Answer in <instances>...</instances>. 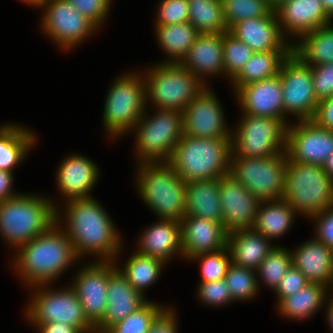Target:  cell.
Segmentation results:
<instances>
[{
  "instance_id": "cell-1",
  "label": "cell",
  "mask_w": 333,
  "mask_h": 333,
  "mask_svg": "<svg viewBox=\"0 0 333 333\" xmlns=\"http://www.w3.org/2000/svg\"><path fill=\"white\" fill-rule=\"evenodd\" d=\"M66 206L64 231L77 257L93 253L101 256L102 262H113L120 252V238L107 212L93 198L68 200Z\"/></svg>"
},
{
  "instance_id": "cell-2",
  "label": "cell",
  "mask_w": 333,
  "mask_h": 333,
  "mask_svg": "<svg viewBox=\"0 0 333 333\" xmlns=\"http://www.w3.org/2000/svg\"><path fill=\"white\" fill-rule=\"evenodd\" d=\"M58 211L56 223L45 233L20 246L16 255L15 268L31 287L49 284L75 259H79L70 238L59 227Z\"/></svg>"
},
{
  "instance_id": "cell-3",
  "label": "cell",
  "mask_w": 333,
  "mask_h": 333,
  "mask_svg": "<svg viewBox=\"0 0 333 333\" xmlns=\"http://www.w3.org/2000/svg\"><path fill=\"white\" fill-rule=\"evenodd\" d=\"M231 139L184 135L168 162L186 183L229 175Z\"/></svg>"
},
{
  "instance_id": "cell-4",
  "label": "cell",
  "mask_w": 333,
  "mask_h": 333,
  "mask_svg": "<svg viewBox=\"0 0 333 333\" xmlns=\"http://www.w3.org/2000/svg\"><path fill=\"white\" fill-rule=\"evenodd\" d=\"M46 198L20 194L0 202V234L18 248L56 223V210Z\"/></svg>"
},
{
  "instance_id": "cell-5",
  "label": "cell",
  "mask_w": 333,
  "mask_h": 333,
  "mask_svg": "<svg viewBox=\"0 0 333 333\" xmlns=\"http://www.w3.org/2000/svg\"><path fill=\"white\" fill-rule=\"evenodd\" d=\"M140 164L137 185L143 201L160 220L180 222L185 216V180L168 162Z\"/></svg>"
},
{
  "instance_id": "cell-6",
  "label": "cell",
  "mask_w": 333,
  "mask_h": 333,
  "mask_svg": "<svg viewBox=\"0 0 333 333\" xmlns=\"http://www.w3.org/2000/svg\"><path fill=\"white\" fill-rule=\"evenodd\" d=\"M282 198L297 214L313 217L333 205V179L323 166L288 158Z\"/></svg>"
},
{
  "instance_id": "cell-7",
  "label": "cell",
  "mask_w": 333,
  "mask_h": 333,
  "mask_svg": "<svg viewBox=\"0 0 333 333\" xmlns=\"http://www.w3.org/2000/svg\"><path fill=\"white\" fill-rule=\"evenodd\" d=\"M159 64L144 78L146 103L149 99L158 109L183 112L206 85L179 63Z\"/></svg>"
},
{
  "instance_id": "cell-8",
  "label": "cell",
  "mask_w": 333,
  "mask_h": 333,
  "mask_svg": "<svg viewBox=\"0 0 333 333\" xmlns=\"http://www.w3.org/2000/svg\"><path fill=\"white\" fill-rule=\"evenodd\" d=\"M157 111L147 119L144 111L133 128L137 129L135 132L138 131L135 145L140 163L169 162L176 144L184 136L182 112L168 109Z\"/></svg>"
},
{
  "instance_id": "cell-9",
  "label": "cell",
  "mask_w": 333,
  "mask_h": 333,
  "mask_svg": "<svg viewBox=\"0 0 333 333\" xmlns=\"http://www.w3.org/2000/svg\"><path fill=\"white\" fill-rule=\"evenodd\" d=\"M288 156L286 151L267 158L230 156V172L257 200L282 199Z\"/></svg>"
},
{
  "instance_id": "cell-10",
  "label": "cell",
  "mask_w": 333,
  "mask_h": 333,
  "mask_svg": "<svg viewBox=\"0 0 333 333\" xmlns=\"http://www.w3.org/2000/svg\"><path fill=\"white\" fill-rule=\"evenodd\" d=\"M142 75L125 74L109 89L103 123L111 137L135 127L146 109L145 82Z\"/></svg>"
},
{
  "instance_id": "cell-11",
  "label": "cell",
  "mask_w": 333,
  "mask_h": 333,
  "mask_svg": "<svg viewBox=\"0 0 333 333\" xmlns=\"http://www.w3.org/2000/svg\"><path fill=\"white\" fill-rule=\"evenodd\" d=\"M237 129L231 138L233 156L267 158L286 151L287 125L279 118L244 113Z\"/></svg>"
},
{
  "instance_id": "cell-12",
  "label": "cell",
  "mask_w": 333,
  "mask_h": 333,
  "mask_svg": "<svg viewBox=\"0 0 333 333\" xmlns=\"http://www.w3.org/2000/svg\"><path fill=\"white\" fill-rule=\"evenodd\" d=\"M45 286L38 285L41 289L37 287L35 296L30 299L32 302L29 303L26 316L32 323L63 322L76 327L81 333L95 331V327L85 317L79 298L71 286L57 292Z\"/></svg>"
},
{
  "instance_id": "cell-13",
  "label": "cell",
  "mask_w": 333,
  "mask_h": 333,
  "mask_svg": "<svg viewBox=\"0 0 333 333\" xmlns=\"http://www.w3.org/2000/svg\"><path fill=\"white\" fill-rule=\"evenodd\" d=\"M279 77L284 115L291 113L298 120H313L320 101L314 92L311 66L291 52L282 63Z\"/></svg>"
},
{
  "instance_id": "cell-14",
  "label": "cell",
  "mask_w": 333,
  "mask_h": 333,
  "mask_svg": "<svg viewBox=\"0 0 333 333\" xmlns=\"http://www.w3.org/2000/svg\"><path fill=\"white\" fill-rule=\"evenodd\" d=\"M41 6H47L44 9L42 30L65 49L78 45L99 28L67 0H44Z\"/></svg>"
},
{
  "instance_id": "cell-15",
  "label": "cell",
  "mask_w": 333,
  "mask_h": 333,
  "mask_svg": "<svg viewBox=\"0 0 333 333\" xmlns=\"http://www.w3.org/2000/svg\"><path fill=\"white\" fill-rule=\"evenodd\" d=\"M333 153V132L314 120H299L287 126L286 154L292 161L323 166Z\"/></svg>"
},
{
  "instance_id": "cell-16",
  "label": "cell",
  "mask_w": 333,
  "mask_h": 333,
  "mask_svg": "<svg viewBox=\"0 0 333 333\" xmlns=\"http://www.w3.org/2000/svg\"><path fill=\"white\" fill-rule=\"evenodd\" d=\"M182 113L184 135L197 138H232V134L225 126L220 102L207 86Z\"/></svg>"
},
{
  "instance_id": "cell-17",
  "label": "cell",
  "mask_w": 333,
  "mask_h": 333,
  "mask_svg": "<svg viewBox=\"0 0 333 333\" xmlns=\"http://www.w3.org/2000/svg\"><path fill=\"white\" fill-rule=\"evenodd\" d=\"M81 269L71 285L87 320L96 327L107 309L109 262L99 261Z\"/></svg>"
},
{
  "instance_id": "cell-18",
  "label": "cell",
  "mask_w": 333,
  "mask_h": 333,
  "mask_svg": "<svg viewBox=\"0 0 333 333\" xmlns=\"http://www.w3.org/2000/svg\"><path fill=\"white\" fill-rule=\"evenodd\" d=\"M219 194L226 231L252 229L260 201L231 175L219 178Z\"/></svg>"
},
{
  "instance_id": "cell-19",
  "label": "cell",
  "mask_w": 333,
  "mask_h": 333,
  "mask_svg": "<svg viewBox=\"0 0 333 333\" xmlns=\"http://www.w3.org/2000/svg\"><path fill=\"white\" fill-rule=\"evenodd\" d=\"M107 309L103 320L95 327V333H105L112 325L137 311L148 301L135 290L121 271L109 262Z\"/></svg>"
},
{
  "instance_id": "cell-20",
  "label": "cell",
  "mask_w": 333,
  "mask_h": 333,
  "mask_svg": "<svg viewBox=\"0 0 333 333\" xmlns=\"http://www.w3.org/2000/svg\"><path fill=\"white\" fill-rule=\"evenodd\" d=\"M235 93L245 114L279 118L288 126L279 75L240 87Z\"/></svg>"
},
{
  "instance_id": "cell-21",
  "label": "cell",
  "mask_w": 333,
  "mask_h": 333,
  "mask_svg": "<svg viewBox=\"0 0 333 333\" xmlns=\"http://www.w3.org/2000/svg\"><path fill=\"white\" fill-rule=\"evenodd\" d=\"M228 32L254 52L292 51V45L283 37L275 11L266 17L242 20Z\"/></svg>"
},
{
  "instance_id": "cell-22",
  "label": "cell",
  "mask_w": 333,
  "mask_h": 333,
  "mask_svg": "<svg viewBox=\"0 0 333 333\" xmlns=\"http://www.w3.org/2000/svg\"><path fill=\"white\" fill-rule=\"evenodd\" d=\"M180 222L182 256L190 259L198 254L218 251L227 246L228 232L222 223L188 215Z\"/></svg>"
},
{
  "instance_id": "cell-23",
  "label": "cell",
  "mask_w": 333,
  "mask_h": 333,
  "mask_svg": "<svg viewBox=\"0 0 333 333\" xmlns=\"http://www.w3.org/2000/svg\"><path fill=\"white\" fill-rule=\"evenodd\" d=\"M275 13L281 32H290L297 37L328 25L332 19L321 0H289L276 9Z\"/></svg>"
},
{
  "instance_id": "cell-24",
  "label": "cell",
  "mask_w": 333,
  "mask_h": 333,
  "mask_svg": "<svg viewBox=\"0 0 333 333\" xmlns=\"http://www.w3.org/2000/svg\"><path fill=\"white\" fill-rule=\"evenodd\" d=\"M200 81L204 74L225 73L223 62V33L199 34L186 56L179 63Z\"/></svg>"
},
{
  "instance_id": "cell-25",
  "label": "cell",
  "mask_w": 333,
  "mask_h": 333,
  "mask_svg": "<svg viewBox=\"0 0 333 333\" xmlns=\"http://www.w3.org/2000/svg\"><path fill=\"white\" fill-rule=\"evenodd\" d=\"M98 169L88 158L71 155L58 167L57 184L67 200L91 198L89 191L98 179Z\"/></svg>"
},
{
  "instance_id": "cell-26",
  "label": "cell",
  "mask_w": 333,
  "mask_h": 333,
  "mask_svg": "<svg viewBox=\"0 0 333 333\" xmlns=\"http://www.w3.org/2000/svg\"><path fill=\"white\" fill-rule=\"evenodd\" d=\"M297 248L292 253L293 266L307 281L326 287L333 285V250L315 238Z\"/></svg>"
},
{
  "instance_id": "cell-27",
  "label": "cell",
  "mask_w": 333,
  "mask_h": 333,
  "mask_svg": "<svg viewBox=\"0 0 333 333\" xmlns=\"http://www.w3.org/2000/svg\"><path fill=\"white\" fill-rule=\"evenodd\" d=\"M138 252L168 262L174 254H182L181 222L161 219L140 237Z\"/></svg>"
},
{
  "instance_id": "cell-28",
  "label": "cell",
  "mask_w": 333,
  "mask_h": 333,
  "mask_svg": "<svg viewBox=\"0 0 333 333\" xmlns=\"http://www.w3.org/2000/svg\"><path fill=\"white\" fill-rule=\"evenodd\" d=\"M227 248L231 263L256 270L274 246L253 229H239L228 233Z\"/></svg>"
},
{
  "instance_id": "cell-29",
  "label": "cell",
  "mask_w": 333,
  "mask_h": 333,
  "mask_svg": "<svg viewBox=\"0 0 333 333\" xmlns=\"http://www.w3.org/2000/svg\"><path fill=\"white\" fill-rule=\"evenodd\" d=\"M185 215L210 219L221 223L222 209L219 179L186 183Z\"/></svg>"
},
{
  "instance_id": "cell-30",
  "label": "cell",
  "mask_w": 333,
  "mask_h": 333,
  "mask_svg": "<svg viewBox=\"0 0 333 333\" xmlns=\"http://www.w3.org/2000/svg\"><path fill=\"white\" fill-rule=\"evenodd\" d=\"M295 214L296 211L283 198L261 201L252 229L268 240L280 237L287 232L293 223Z\"/></svg>"
},
{
  "instance_id": "cell-31",
  "label": "cell",
  "mask_w": 333,
  "mask_h": 333,
  "mask_svg": "<svg viewBox=\"0 0 333 333\" xmlns=\"http://www.w3.org/2000/svg\"><path fill=\"white\" fill-rule=\"evenodd\" d=\"M301 39L299 44L292 45V52L304 63L309 66L333 63V27L330 24L305 33Z\"/></svg>"
},
{
  "instance_id": "cell-32",
  "label": "cell",
  "mask_w": 333,
  "mask_h": 333,
  "mask_svg": "<svg viewBox=\"0 0 333 333\" xmlns=\"http://www.w3.org/2000/svg\"><path fill=\"white\" fill-rule=\"evenodd\" d=\"M35 140V135L26 128L15 124L1 126L0 170L12 172V169L26 157Z\"/></svg>"
},
{
  "instance_id": "cell-33",
  "label": "cell",
  "mask_w": 333,
  "mask_h": 333,
  "mask_svg": "<svg viewBox=\"0 0 333 333\" xmlns=\"http://www.w3.org/2000/svg\"><path fill=\"white\" fill-rule=\"evenodd\" d=\"M292 51L254 52L242 70L232 79L234 90L279 75L283 61Z\"/></svg>"
},
{
  "instance_id": "cell-34",
  "label": "cell",
  "mask_w": 333,
  "mask_h": 333,
  "mask_svg": "<svg viewBox=\"0 0 333 333\" xmlns=\"http://www.w3.org/2000/svg\"><path fill=\"white\" fill-rule=\"evenodd\" d=\"M327 289L322 284L308 283L294 294L284 297L278 303V310L287 318H309L325 303Z\"/></svg>"
},
{
  "instance_id": "cell-35",
  "label": "cell",
  "mask_w": 333,
  "mask_h": 333,
  "mask_svg": "<svg viewBox=\"0 0 333 333\" xmlns=\"http://www.w3.org/2000/svg\"><path fill=\"white\" fill-rule=\"evenodd\" d=\"M157 38L171 61L164 63H180L195 43L200 34L188 21L177 24L156 25Z\"/></svg>"
},
{
  "instance_id": "cell-36",
  "label": "cell",
  "mask_w": 333,
  "mask_h": 333,
  "mask_svg": "<svg viewBox=\"0 0 333 333\" xmlns=\"http://www.w3.org/2000/svg\"><path fill=\"white\" fill-rule=\"evenodd\" d=\"M189 20L200 34L225 33L222 0H188Z\"/></svg>"
},
{
  "instance_id": "cell-37",
  "label": "cell",
  "mask_w": 333,
  "mask_h": 333,
  "mask_svg": "<svg viewBox=\"0 0 333 333\" xmlns=\"http://www.w3.org/2000/svg\"><path fill=\"white\" fill-rule=\"evenodd\" d=\"M164 262L136 251L127 261L121 273L130 285L143 294L144 288L149 287L158 279Z\"/></svg>"
},
{
  "instance_id": "cell-38",
  "label": "cell",
  "mask_w": 333,
  "mask_h": 333,
  "mask_svg": "<svg viewBox=\"0 0 333 333\" xmlns=\"http://www.w3.org/2000/svg\"><path fill=\"white\" fill-rule=\"evenodd\" d=\"M222 5L228 30L242 20L266 17L273 11L267 0H222Z\"/></svg>"
},
{
  "instance_id": "cell-39",
  "label": "cell",
  "mask_w": 333,
  "mask_h": 333,
  "mask_svg": "<svg viewBox=\"0 0 333 333\" xmlns=\"http://www.w3.org/2000/svg\"><path fill=\"white\" fill-rule=\"evenodd\" d=\"M255 269L241 267L231 263L224 278L232 300L252 299L258 291V279Z\"/></svg>"
},
{
  "instance_id": "cell-40",
  "label": "cell",
  "mask_w": 333,
  "mask_h": 333,
  "mask_svg": "<svg viewBox=\"0 0 333 333\" xmlns=\"http://www.w3.org/2000/svg\"><path fill=\"white\" fill-rule=\"evenodd\" d=\"M292 265V252L285 248H280V246H274L256 269V272H259L261 279L275 290Z\"/></svg>"
},
{
  "instance_id": "cell-41",
  "label": "cell",
  "mask_w": 333,
  "mask_h": 333,
  "mask_svg": "<svg viewBox=\"0 0 333 333\" xmlns=\"http://www.w3.org/2000/svg\"><path fill=\"white\" fill-rule=\"evenodd\" d=\"M164 309L159 304L148 301L140 309L112 325L105 333H148L153 321Z\"/></svg>"
},
{
  "instance_id": "cell-42",
  "label": "cell",
  "mask_w": 333,
  "mask_h": 333,
  "mask_svg": "<svg viewBox=\"0 0 333 333\" xmlns=\"http://www.w3.org/2000/svg\"><path fill=\"white\" fill-rule=\"evenodd\" d=\"M254 51L229 32L223 33V62L225 75L232 79L242 70Z\"/></svg>"
},
{
  "instance_id": "cell-43",
  "label": "cell",
  "mask_w": 333,
  "mask_h": 333,
  "mask_svg": "<svg viewBox=\"0 0 333 333\" xmlns=\"http://www.w3.org/2000/svg\"><path fill=\"white\" fill-rule=\"evenodd\" d=\"M190 259L201 260V281H218L225 278L231 257L227 246L214 252L201 253Z\"/></svg>"
},
{
  "instance_id": "cell-44",
  "label": "cell",
  "mask_w": 333,
  "mask_h": 333,
  "mask_svg": "<svg viewBox=\"0 0 333 333\" xmlns=\"http://www.w3.org/2000/svg\"><path fill=\"white\" fill-rule=\"evenodd\" d=\"M155 25L184 23L189 20L188 0H161Z\"/></svg>"
},
{
  "instance_id": "cell-45",
  "label": "cell",
  "mask_w": 333,
  "mask_h": 333,
  "mask_svg": "<svg viewBox=\"0 0 333 333\" xmlns=\"http://www.w3.org/2000/svg\"><path fill=\"white\" fill-rule=\"evenodd\" d=\"M198 295L204 303L211 305H225L232 302V297L224 279L218 281L200 282Z\"/></svg>"
},
{
  "instance_id": "cell-46",
  "label": "cell",
  "mask_w": 333,
  "mask_h": 333,
  "mask_svg": "<svg viewBox=\"0 0 333 333\" xmlns=\"http://www.w3.org/2000/svg\"><path fill=\"white\" fill-rule=\"evenodd\" d=\"M77 11L91 20L97 27L104 22L112 0H67Z\"/></svg>"
},
{
  "instance_id": "cell-47",
  "label": "cell",
  "mask_w": 333,
  "mask_h": 333,
  "mask_svg": "<svg viewBox=\"0 0 333 333\" xmlns=\"http://www.w3.org/2000/svg\"><path fill=\"white\" fill-rule=\"evenodd\" d=\"M314 92L319 101L333 96V63L311 66Z\"/></svg>"
},
{
  "instance_id": "cell-48",
  "label": "cell",
  "mask_w": 333,
  "mask_h": 333,
  "mask_svg": "<svg viewBox=\"0 0 333 333\" xmlns=\"http://www.w3.org/2000/svg\"><path fill=\"white\" fill-rule=\"evenodd\" d=\"M309 282L306 277L293 265L285 273L278 287L275 289L277 293L278 303L289 295L294 294L298 290L304 288Z\"/></svg>"
},
{
  "instance_id": "cell-49",
  "label": "cell",
  "mask_w": 333,
  "mask_h": 333,
  "mask_svg": "<svg viewBox=\"0 0 333 333\" xmlns=\"http://www.w3.org/2000/svg\"><path fill=\"white\" fill-rule=\"evenodd\" d=\"M311 218L318 220L315 239L333 250V205Z\"/></svg>"
},
{
  "instance_id": "cell-50",
  "label": "cell",
  "mask_w": 333,
  "mask_h": 333,
  "mask_svg": "<svg viewBox=\"0 0 333 333\" xmlns=\"http://www.w3.org/2000/svg\"><path fill=\"white\" fill-rule=\"evenodd\" d=\"M174 309H164L153 321L148 333H177Z\"/></svg>"
},
{
  "instance_id": "cell-51",
  "label": "cell",
  "mask_w": 333,
  "mask_h": 333,
  "mask_svg": "<svg viewBox=\"0 0 333 333\" xmlns=\"http://www.w3.org/2000/svg\"><path fill=\"white\" fill-rule=\"evenodd\" d=\"M313 120L333 132V96L321 100Z\"/></svg>"
},
{
  "instance_id": "cell-52",
  "label": "cell",
  "mask_w": 333,
  "mask_h": 333,
  "mask_svg": "<svg viewBox=\"0 0 333 333\" xmlns=\"http://www.w3.org/2000/svg\"><path fill=\"white\" fill-rule=\"evenodd\" d=\"M40 333H81L76 327L63 322L34 323Z\"/></svg>"
},
{
  "instance_id": "cell-53",
  "label": "cell",
  "mask_w": 333,
  "mask_h": 333,
  "mask_svg": "<svg viewBox=\"0 0 333 333\" xmlns=\"http://www.w3.org/2000/svg\"><path fill=\"white\" fill-rule=\"evenodd\" d=\"M12 172L0 170V202L14 198L19 194L12 192Z\"/></svg>"
},
{
  "instance_id": "cell-54",
  "label": "cell",
  "mask_w": 333,
  "mask_h": 333,
  "mask_svg": "<svg viewBox=\"0 0 333 333\" xmlns=\"http://www.w3.org/2000/svg\"><path fill=\"white\" fill-rule=\"evenodd\" d=\"M323 169L333 179V153L325 161Z\"/></svg>"
},
{
  "instance_id": "cell-55",
  "label": "cell",
  "mask_w": 333,
  "mask_h": 333,
  "mask_svg": "<svg viewBox=\"0 0 333 333\" xmlns=\"http://www.w3.org/2000/svg\"><path fill=\"white\" fill-rule=\"evenodd\" d=\"M333 297V295H332ZM328 309H327V321L330 324L329 326L332 328L333 330V298L330 299L329 304H328Z\"/></svg>"
},
{
  "instance_id": "cell-56",
  "label": "cell",
  "mask_w": 333,
  "mask_h": 333,
  "mask_svg": "<svg viewBox=\"0 0 333 333\" xmlns=\"http://www.w3.org/2000/svg\"><path fill=\"white\" fill-rule=\"evenodd\" d=\"M327 14L333 18V0H321Z\"/></svg>"
},
{
  "instance_id": "cell-57",
  "label": "cell",
  "mask_w": 333,
  "mask_h": 333,
  "mask_svg": "<svg viewBox=\"0 0 333 333\" xmlns=\"http://www.w3.org/2000/svg\"><path fill=\"white\" fill-rule=\"evenodd\" d=\"M289 0H267L269 7L275 11L278 9L282 4L288 2Z\"/></svg>"
},
{
  "instance_id": "cell-58",
  "label": "cell",
  "mask_w": 333,
  "mask_h": 333,
  "mask_svg": "<svg viewBox=\"0 0 333 333\" xmlns=\"http://www.w3.org/2000/svg\"><path fill=\"white\" fill-rule=\"evenodd\" d=\"M25 3H29L30 5L41 6L44 0H22Z\"/></svg>"
}]
</instances>
